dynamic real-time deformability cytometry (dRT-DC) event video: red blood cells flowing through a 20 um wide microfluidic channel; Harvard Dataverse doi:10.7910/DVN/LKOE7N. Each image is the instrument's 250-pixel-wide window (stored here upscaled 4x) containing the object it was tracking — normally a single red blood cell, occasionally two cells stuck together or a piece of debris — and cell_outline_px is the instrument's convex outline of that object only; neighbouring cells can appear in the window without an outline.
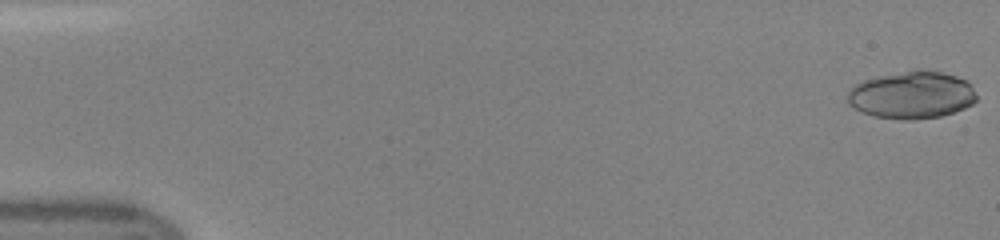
{"species": "human", "species_latin": "Homo sapiens", "temperature_condition": "room temperature", "stored_images_in_passage": 47, "camera_frame_rate_fps": 3000, "um_per_image_px": 0.085, "donor": {"sex": "female"}, "frame": {"image": 1, "passage_image": 1, "time_ms": 0.0, "image_size_px": [1000, 240], "cell_outline_px": [[976, 100], [972, 104], [964, 108], [940, 116], [912, 120], [904, 120], [876, 116], [864, 112], [848, 104], [848, 92], [852, 84], [864, 80], [880, 76], [916, 68], [924, 68], [956, 76], [968, 80], [972, 84], [976, 96]], "centroid_in_image_um": [77.52, 8.05], "position_along_channel_um": 7.5, "area_um2": 35.84}}
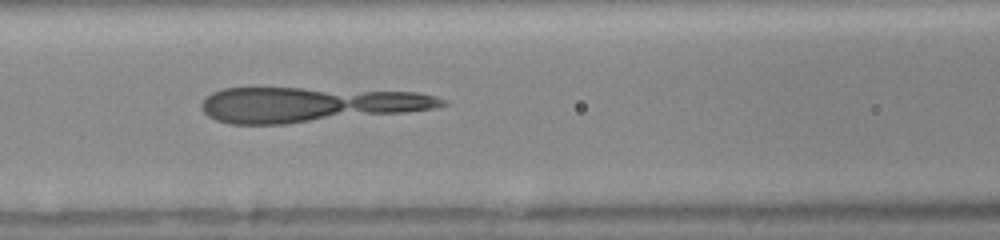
{"frame": {"image": 2, "passage_image": 21, "time_ms": 6.667, "image_size_px": [1000, 240], "cell_outline_px": [[448, 104], [432, 108], [404, 112], [284, 124], [228, 124], [216, 120], [208, 116], [200, 108], [200, 104], [212, 92], [224, 88], [300, 88], [416, 92], [436, 96], [448, 100]], "centroid_in_image_um": [26.25, 8.88], "position_along_channel_um": 140.3, "area_um2": 48.73}}
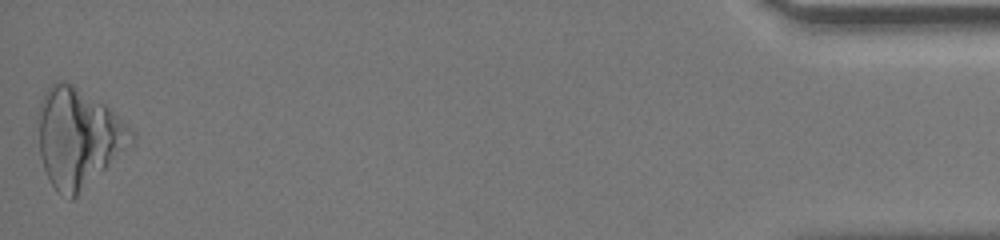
{"frame": {"image": 3, "passage_image": 47, "time_ms": 15.333, "image_size_px": [1000, 240], "cell_outline_px": [[136, 144], [72, 200], [56, 192], [44, 168], [32, 136], [36, 116], [40, 100], [44, 92], [56, 80], [64, 80], [72, 84], [104, 104], [128, 124], [136, 136]], "centroid_in_image_um": [6.61, 11.7], "position_along_channel_um": 428.6, "area_um2": 55.6}}